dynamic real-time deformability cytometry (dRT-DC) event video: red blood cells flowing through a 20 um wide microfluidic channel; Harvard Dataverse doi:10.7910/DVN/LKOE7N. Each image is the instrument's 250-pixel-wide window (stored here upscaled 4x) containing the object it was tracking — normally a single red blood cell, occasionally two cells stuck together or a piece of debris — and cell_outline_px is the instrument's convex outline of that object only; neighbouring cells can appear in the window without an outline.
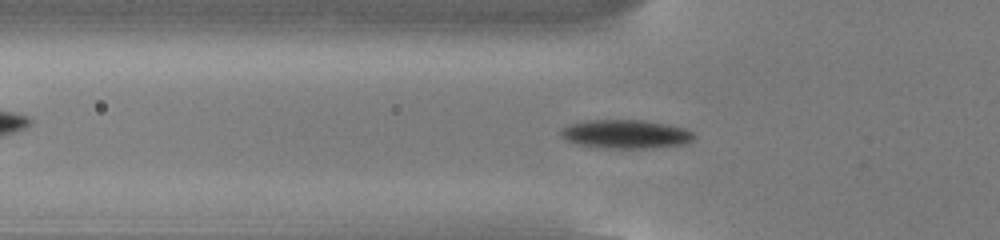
{"species": "common noctule bat (a hibernating species)", "species_latin": "Nyctalus noctula", "temperature_condition": "cold", "stored_images_in_passage": 54, "camera_frame_rate_fps": 3000, "um_per_image_px": 0.085, "animal": {"sex": "male", "body_mass_g": 13.0, "forearm_length_mm": 53.1}, "frame": {"image": 1, "passage_image": 18, "time_ms": 5.667, "image_size_px": [1000, 240], "cell_outline_px": [[696, 136], [692, 140], [684, 144], [652, 148], [604, 148], [576, 144], [560, 136], [560, 128], [568, 124], [584, 120], [644, 120], [684, 128], [692, 132]], "centroid_in_image_um": [53.14, 11.4], "position_along_channel_um": 72.7, "area_um2": 22.37}}
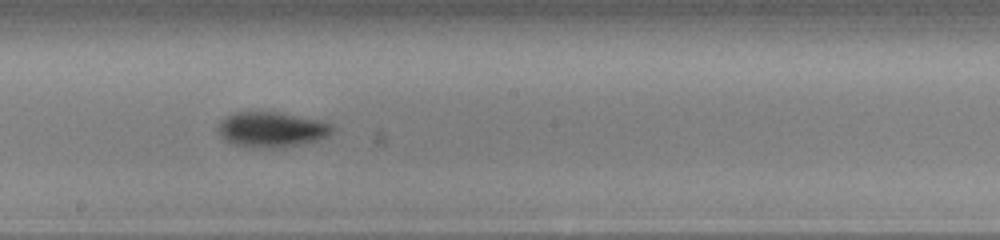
{"frame": {"image": 2, "passage_image": 30, "time_ms": 9.667, "image_size_px": [1000, 240], "cell_outline_px": [[332, 132], [328, 136], [316, 140], [276, 148], [264, 148], [232, 144], [224, 140], [220, 132], [220, 120], [236, 112], [276, 112], [316, 120], [328, 124], [332, 128]], "centroid_in_image_um": [23.04, 11.01], "position_along_channel_um": 225.2, "area_um2": 22.66}}
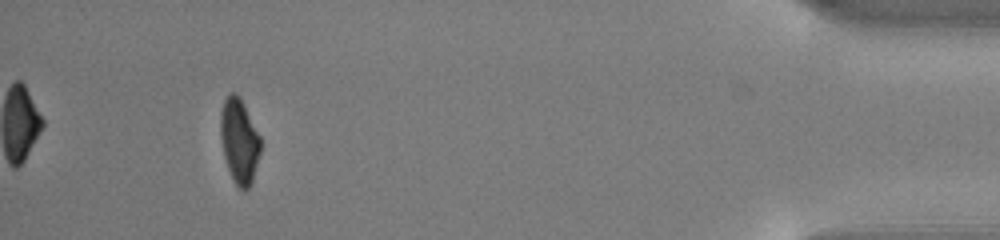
{"frame": {"image": 3, "passage_image": 50, "time_ms": 16.333, "image_size_px": [1000, 240], "cell_outline_px": [[260, 152], [252, 180], [248, 188], [244, 192], [236, 184], [228, 168], [224, 156], [220, 136], [220, 112], [224, 100], [232, 92], [236, 92], [244, 104], [260, 136]], "centroid_in_image_um": [20.33, 11.96], "position_along_channel_um": 414.9, "area_um2": 19.54}, "authors_computed_cell_mechanics": {"area_um2": 20.7791, "velocity_mm_per_s": 3.8146, "shape_relaxation_time_tau1_ms": 1.667, "shape_relaxation_time_tau2_ms": 5.1396, "deformation_change_tau1": 0.1161, "deformation_change_tau2": 0.076}}